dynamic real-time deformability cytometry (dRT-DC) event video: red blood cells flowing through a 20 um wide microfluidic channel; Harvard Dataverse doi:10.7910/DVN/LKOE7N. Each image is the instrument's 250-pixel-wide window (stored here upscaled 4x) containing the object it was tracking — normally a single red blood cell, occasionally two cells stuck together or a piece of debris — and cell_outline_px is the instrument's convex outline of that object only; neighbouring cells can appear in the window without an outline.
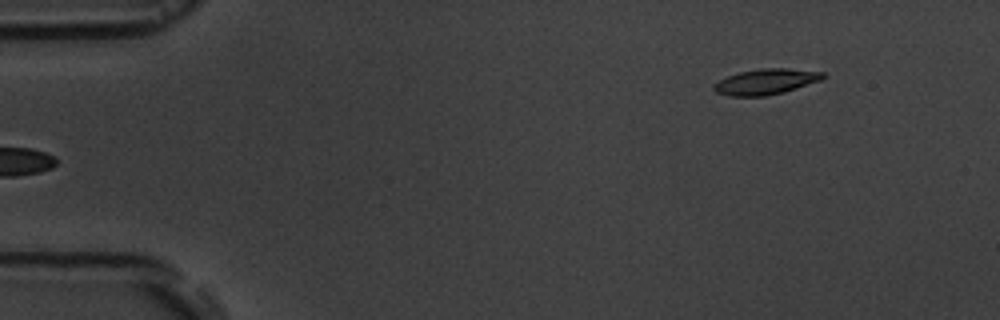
{"species": "common noctule bat (a hibernating species)", "species_latin": "Nyctalus noctula", "temperature_condition": "room temperature", "stored_images_in_passage": 5, "camera_frame_rate_fps": 3000, "um_per_image_px": 0.085, "animal": {"sex": "male", "body_mass_g": 19.5, "forearm_length_mm": 54.6}, "frame": {"image": 1, "passage_image": 5, "time_ms": 4.333, "image_size_px": [1000, 320], "cell_outline_px": [[828, 76], [820, 80], [784, 92], [764, 96], [728, 96], [716, 92], [712, 88], [712, 84], [728, 76], [740, 72], [760, 68], [788, 68], [824, 72]], "centroid_in_image_um": [65.1, 6.94], "position_along_channel_um": 19.9, "area_um2": 16.3}}